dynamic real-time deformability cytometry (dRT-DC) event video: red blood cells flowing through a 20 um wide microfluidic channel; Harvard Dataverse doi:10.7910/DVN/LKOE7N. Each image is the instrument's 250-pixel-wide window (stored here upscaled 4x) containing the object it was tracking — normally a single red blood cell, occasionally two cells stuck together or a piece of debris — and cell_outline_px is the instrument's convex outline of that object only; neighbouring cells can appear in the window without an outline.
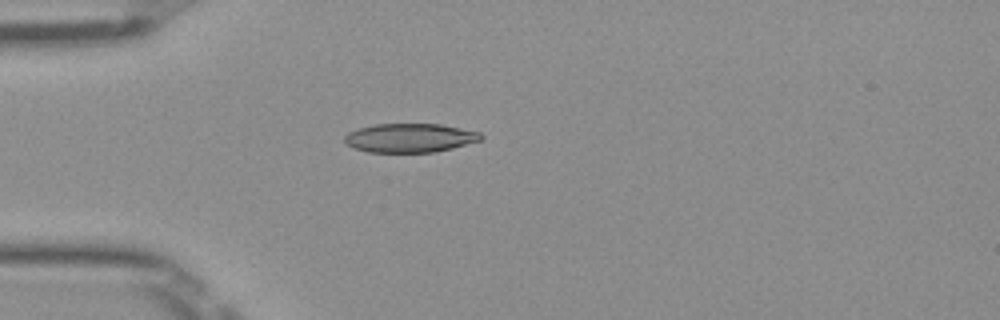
{"species": "Egyptian fruit bat (a non-hibernating species)", "species_latin": "Rousettus aegyptiacus", "temperature_condition": "room temperature", "stored_images_in_passage": 37, "camera_frame_rate_fps": 3000, "um_per_image_px": 0.085, "frame": {"image": 1, "passage_image": 1, "time_ms": 0.0, "image_size_px": [1000, 320], "cell_outline_px": [[484, 140], [436, 152], [368, 152], [352, 148], [344, 144], [344, 136], [348, 132], [360, 128], [376, 124], [440, 124], [480, 132], [484, 136]], "centroid_in_image_um": [34.84, 11.73], "position_along_channel_um": 50.2, "area_um2": 23.18}}
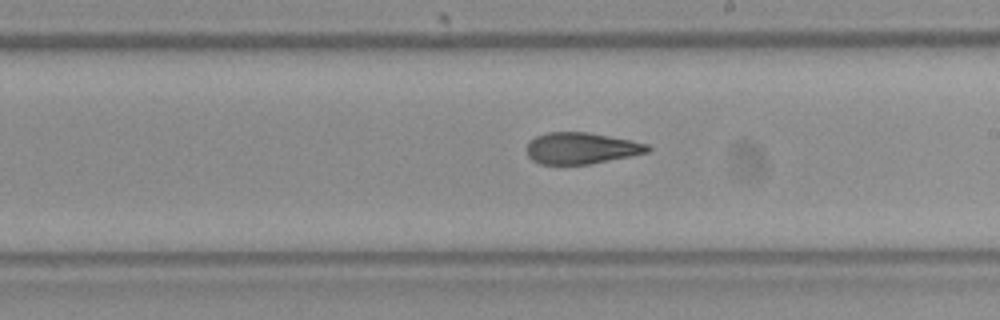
{"frame": {"image": 2, "passage_image": 16, "time_ms": 5.0, "image_size_px": [1000, 320], "cell_outline_px": [[652, 148], [648, 152], [592, 164], [540, 164], [532, 160], [528, 156], [528, 144], [536, 136], [548, 132], [588, 132], [648, 144]], "centroid_in_image_um": [49.41, 12.6], "position_along_channel_um": 239.6, "area_um2": 21.91}}
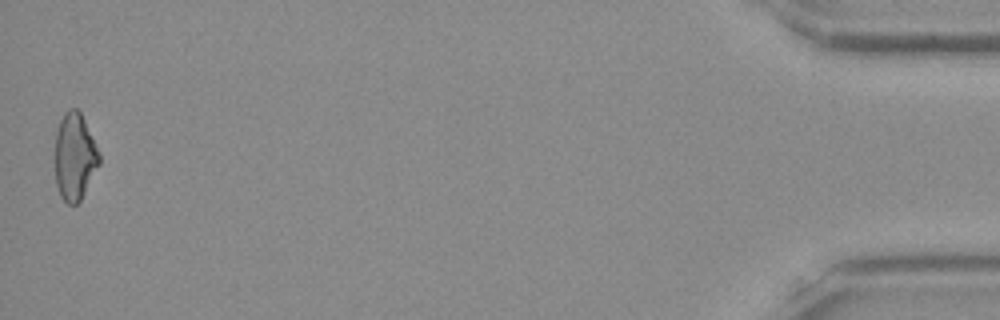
{"frame": {"image": 3, "passage_image": 37, "time_ms": 12.0, "image_size_px": [1000, 320], "cell_outline_px": [[100, 164], [80, 200], [76, 204], [68, 204], [60, 196], [56, 184], [56, 132], [60, 120], [64, 112], [68, 108], [76, 108], [80, 112], [100, 152]], "centroid_in_image_um": [6.36, 13.3], "position_along_channel_um": 428.8, "area_um2": 22.31}, "authors_computed_cell_mechanics": {"area_um2": 22.7732, "velocity_mm_per_s": 4.0248, "shape_relaxation_time_tau1_ms": 10.0341, "shape_relaxation_time_tau2_ms": 2.6826, "deformation_change_tau1": 0.2299, "deformation_change_tau2": 0.1119}}